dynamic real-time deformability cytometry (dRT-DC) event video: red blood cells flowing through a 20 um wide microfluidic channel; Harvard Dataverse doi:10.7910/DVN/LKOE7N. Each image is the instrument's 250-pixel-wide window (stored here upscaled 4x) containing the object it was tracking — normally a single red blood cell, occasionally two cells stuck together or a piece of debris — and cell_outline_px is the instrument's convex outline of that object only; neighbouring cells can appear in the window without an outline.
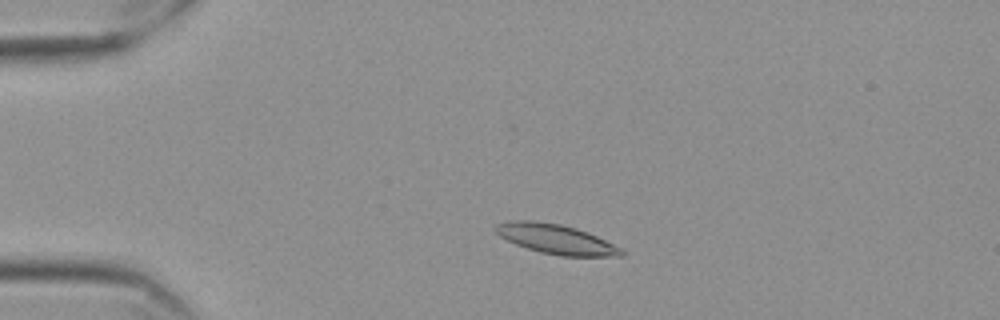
{"species": "Egyptian fruit bat (a non-hibernating species)", "species_latin": "Rousettus aegyptiacus", "temperature_condition": "cold", "stored_images_in_passage": 49, "camera_frame_rate_fps": 3000, "um_per_image_px": 0.085, "frame": {"image": 1, "passage_image": 4, "time_ms": 1.0, "image_size_px": [1000, 320], "cell_outline_px": [[624, 256], [560, 256], [540, 252], [516, 244], [500, 236], [492, 228], [496, 224], [508, 220], [532, 220], [560, 224], [576, 228], [588, 232], [624, 248]], "centroid_in_image_um": [47.28, 20.32], "position_along_channel_um": 37.7, "area_um2": 21.91}}
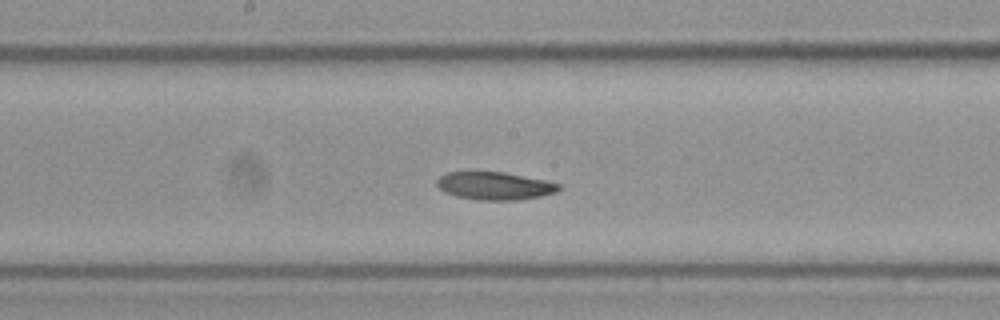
{"frame": {"image": 2, "passage_image": 22, "time_ms": 7.0, "image_size_px": [1000, 320], "cell_outline_px": [[560, 188], [556, 192], [540, 196], [520, 200], [476, 200], [456, 196], [444, 192], [436, 184], [436, 180], [440, 176], [448, 172], [504, 172], [544, 180], [560, 184]], "centroid_in_image_um": [42.02, 15.8], "position_along_channel_um": 206.2, "area_um2": 19.71}}
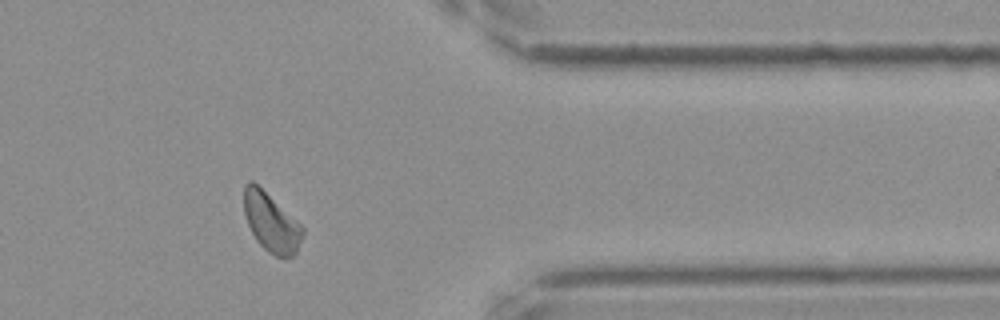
{"frame": {"image": 3, "passage_image": 39, "time_ms": 12.667, "image_size_px": [1000, 320], "cell_outline_px": [[304, 232], [296, 252], [292, 256], [276, 256], [268, 252], [256, 240], [248, 224], [244, 212], [244, 184], [248, 180], [252, 180], [296, 220], [304, 228]], "centroid_in_image_um": [23.03, 18.9], "position_along_channel_um": 388.4, "area_um2": 19.65}, "authors_computed_cell_mechanics": {"area_um2": 20.1144, "velocity_mm_per_s": 3.482, "shape_relaxation_time_tau1_ms": 7.5775, "shape_relaxation_time_tau2_ms": null, "deformation_change_tau1": 0.1595, "deformation_change_tau2": null}}